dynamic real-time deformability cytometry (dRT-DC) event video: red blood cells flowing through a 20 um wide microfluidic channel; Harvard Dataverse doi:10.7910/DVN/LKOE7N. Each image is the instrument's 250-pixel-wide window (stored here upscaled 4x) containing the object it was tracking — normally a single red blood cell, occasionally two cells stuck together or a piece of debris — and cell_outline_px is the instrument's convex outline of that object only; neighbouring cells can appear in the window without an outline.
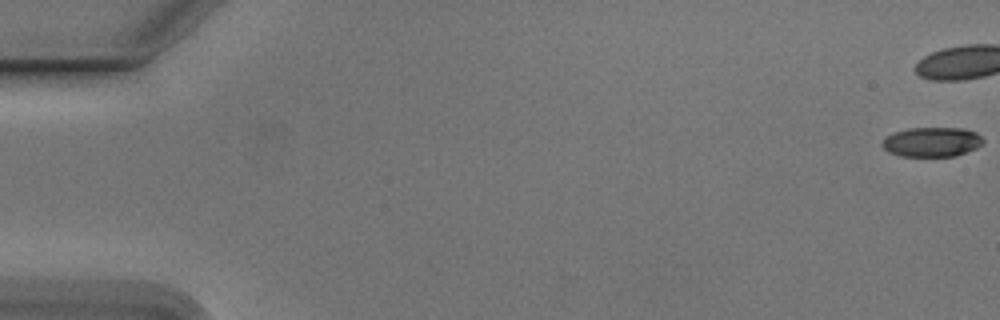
{"species": "Egyptian fruit bat (a non-hibernating species)", "species_latin": "Rousettus aegyptiacus", "temperature_condition": "cold", "stored_images_in_passage": 10, "camera_frame_rate_fps": 3000, "um_per_image_px": 0.085, "animal": {"sex": "male"}, "frame": {"image": 1, "passage_image": 1, "time_ms": 0.0, "image_size_px": [1000, 320], "cell_outline_px": [[984, 144], [976, 148], [956, 156], [900, 156], [888, 152], [880, 144], [884, 136], [892, 132], [908, 128], [964, 128], [976, 132], [984, 140]], "centroid_in_image_um": [79.18, 12.06], "position_along_channel_um": 5.8, "area_um2": 17.69}}